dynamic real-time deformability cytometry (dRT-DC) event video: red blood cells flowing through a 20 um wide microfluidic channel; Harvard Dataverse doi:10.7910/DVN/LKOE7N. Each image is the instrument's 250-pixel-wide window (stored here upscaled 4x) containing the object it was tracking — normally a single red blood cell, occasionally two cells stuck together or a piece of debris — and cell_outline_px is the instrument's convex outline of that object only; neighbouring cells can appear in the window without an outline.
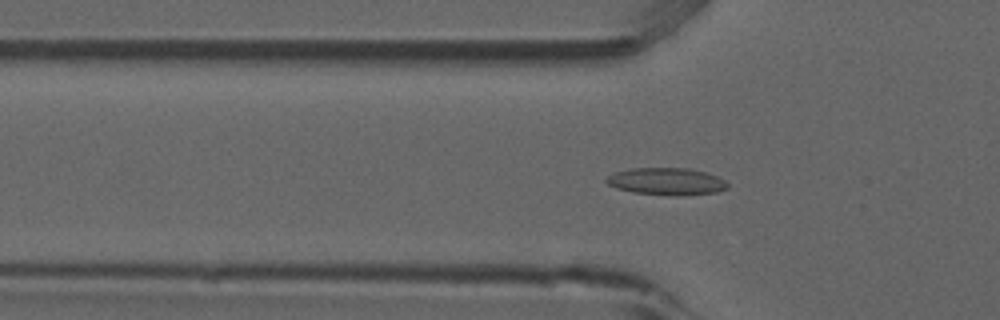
{"species": "common noctule bat (a hibernating species)", "species_latin": "Nyctalus noctula", "temperature_condition": "room temperature", "stored_images_in_passage": 48, "camera_frame_rate_fps": 3000, "um_per_image_px": 0.085, "animal": {"sex": "male", "forearm_length_mm": 52.5}, "frame": {"image": 1, "passage_image": 17, "time_ms": 5.333, "image_size_px": [1000, 320], "cell_outline_px": [[728, 188], [716, 192], [680, 196], [676, 196], [632, 192], [616, 188], [608, 184], [604, 180], [608, 176], [616, 172], [632, 168], [692, 168], [716, 176], [724, 180], [728, 184]], "centroid_in_image_um": [56.66, 15.42], "position_along_channel_um": 69.1, "area_um2": 19.19}}
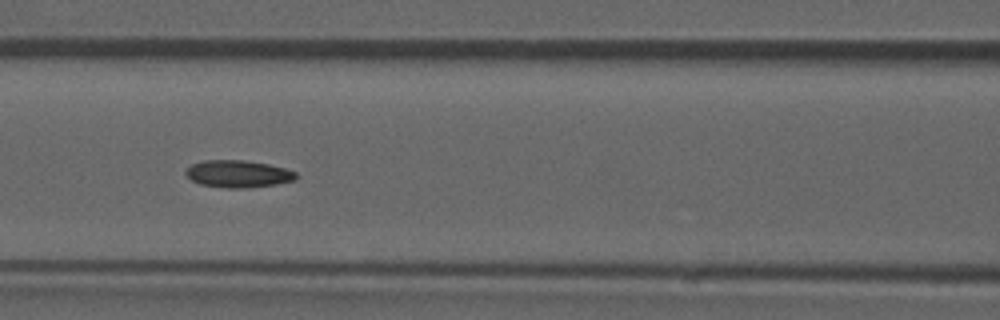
{"frame": {"image": 2, "passage_image": 23, "time_ms": 7.333, "image_size_px": [1000, 320], "cell_outline_px": [[296, 180], [276, 184], [248, 188], [228, 188], [200, 184], [192, 180], [184, 172], [192, 164], [204, 160], [244, 160], [268, 164], [284, 168], [296, 172]], "centroid_in_image_um": [20.25, 14.78], "position_along_channel_um": 146.4, "area_um2": 17.4}}
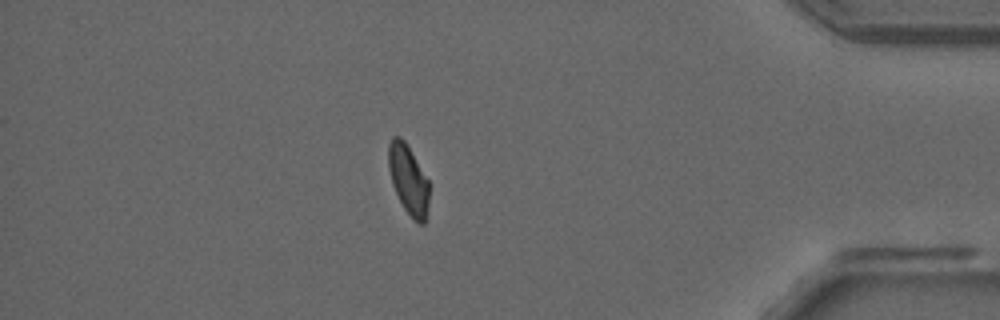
{"frame": {"image": 3, "passage_image": 46, "time_ms": 15.0, "image_size_px": [1000, 320], "cell_outline_px": [[428, 204], [424, 224], [420, 224], [412, 220], [404, 208], [392, 184], [388, 168], [388, 144], [392, 136], [400, 136], [404, 140], [428, 180]], "centroid_in_image_um": [34.69, 15.26], "position_along_channel_um": 400.5, "area_um2": 16.3}}